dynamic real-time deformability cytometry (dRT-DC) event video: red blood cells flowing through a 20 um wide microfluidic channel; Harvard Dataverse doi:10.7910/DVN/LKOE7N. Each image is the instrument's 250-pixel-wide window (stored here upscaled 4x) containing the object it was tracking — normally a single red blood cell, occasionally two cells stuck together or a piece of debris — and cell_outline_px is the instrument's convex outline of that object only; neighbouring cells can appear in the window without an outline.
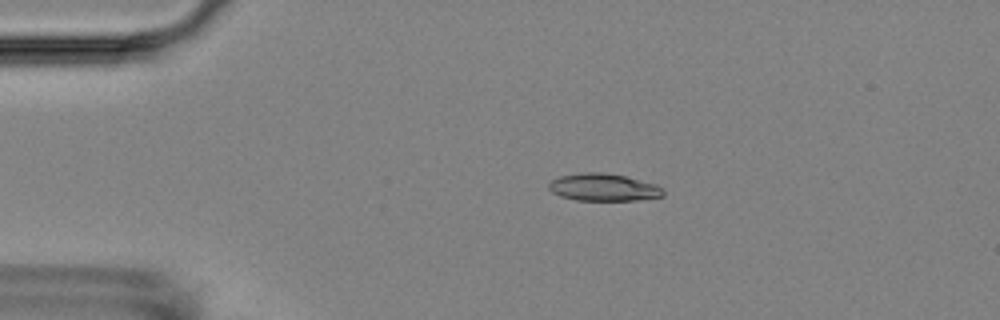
{"species": "Egyptian fruit bat (a non-hibernating species)", "species_latin": "Rousettus aegyptiacus", "temperature_condition": "room temperature", "stored_images_in_passage": 6, "camera_frame_rate_fps": 3000, "um_per_image_px": 0.085, "animal": {"sex": "female"}, "frame": {"image": 1, "passage_image": 4, "time_ms": 3.333, "image_size_px": [1000, 320], "cell_outline_px": [[664, 196], [636, 200], [576, 200], [560, 196], [552, 192], [548, 188], [548, 184], [552, 180], [560, 176], [584, 172], [604, 172], [624, 176], [656, 184], [664, 188]], "centroid_in_image_um": [51.3, 15.92], "position_along_channel_um": 33.7, "area_um2": 18.26}}